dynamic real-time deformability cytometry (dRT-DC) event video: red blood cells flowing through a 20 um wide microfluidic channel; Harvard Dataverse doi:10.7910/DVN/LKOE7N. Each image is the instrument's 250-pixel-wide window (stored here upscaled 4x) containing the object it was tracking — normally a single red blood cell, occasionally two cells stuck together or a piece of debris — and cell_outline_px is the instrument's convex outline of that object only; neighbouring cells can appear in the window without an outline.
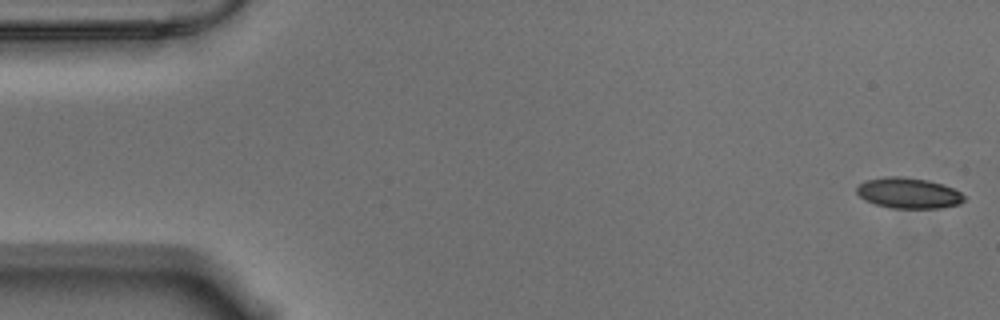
{"species": "Egyptian fruit bat (a non-hibernating species)", "species_latin": "Rousettus aegyptiacus", "temperature_condition": "warm", "stored_images_in_passage": 56, "camera_frame_rate_fps": 3000, "um_per_image_px": 0.085, "animal": {"sex": "male"}, "frame": {"image": 1, "passage_image": 1, "time_ms": 0.0, "image_size_px": [1000, 320], "cell_outline_px": [[964, 200], [960, 204], [940, 208], [892, 208], [876, 204], [864, 200], [856, 192], [856, 188], [864, 180], [888, 176], [900, 176], [928, 180], [952, 188], [960, 192], [964, 196]], "centroid_in_image_um": [77.2, 16.41], "position_along_channel_um": 7.8, "area_um2": 19.13}}
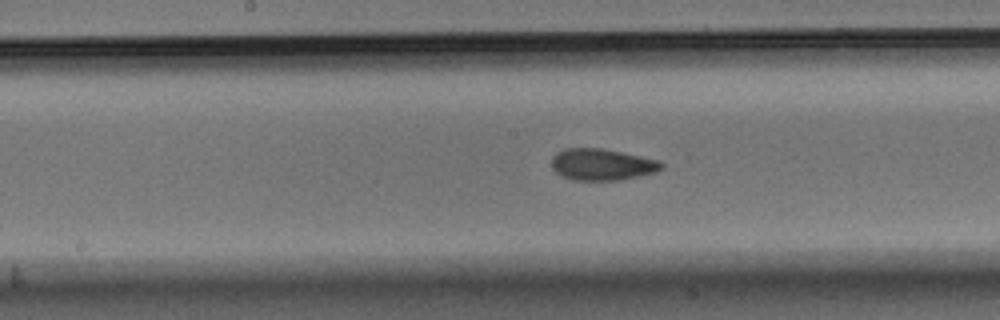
{"frame": {"image": 2, "passage_image": 28, "time_ms": 9.0, "image_size_px": [1000, 320], "cell_outline_px": [[664, 168], [656, 172], [620, 180], [572, 180], [560, 176], [552, 168], [552, 156], [556, 152], [564, 148], [600, 148], [660, 160], [664, 164]], "centroid_in_image_um": [51.15, 13.98], "position_along_channel_um": 197.0, "area_um2": 20.35}}
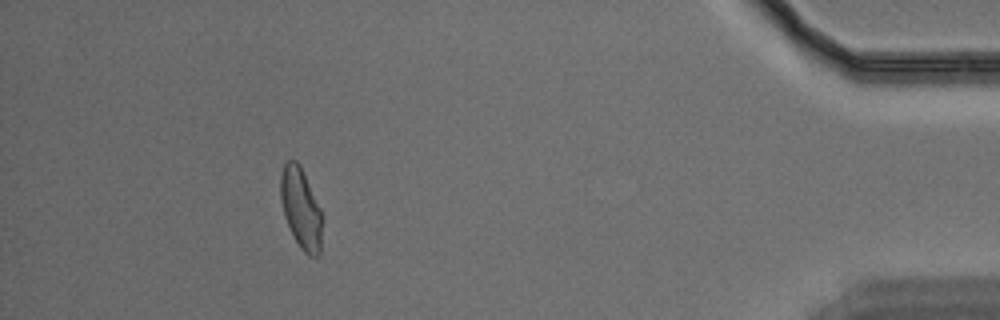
{"frame": {"image": 3, "passage_image": 51, "time_ms": 16.667, "image_size_px": [1000, 320], "cell_outline_px": [[320, 252], [316, 256], [308, 256], [300, 248], [284, 216], [280, 200], [280, 176], [284, 164], [288, 160], [296, 160], [300, 164], [320, 208]], "centroid_in_image_um": [25.54, 17.66], "position_along_channel_um": 409.7, "area_um2": 19.13}, "authors_computed_cell_mechanics": {"area_um2": 19.7098, "velocity_mm_per_s": 3.5505, "shape_relaxation_time_tau1_ms": null, "shape_relaxation_time_tau2_ms": 1.6195, "deformation_change_tau1": null, "deformation_change_tau2": 0.0648}}